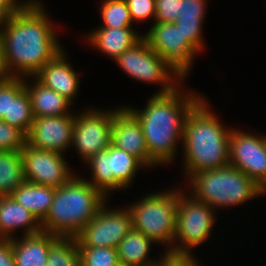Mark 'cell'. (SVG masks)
<instances>
[{
    "mask_svg": "<svg viewBox=\"0 0 266 266\" xmlns=\"http://www.w3.org/2000/svg\"><path fill=\"white\" fill-rule=\"evenodd\" d=\"M44 8L38 0H27L17 12L0 21L3 76L34 77L63 50Z\"/></svg>",
    "mask_w": 266,
    "mask_h": 266,
    "instance_id": "cell-1",
    "label": "cell"
},
{
    "mask_svg": "<svg viewBox=\"0 0 266 266\" xmlns=\"http://www.w3.org/2000/svg\"><path fill=\"white\" fill-rule=\"evenodd\" d=\"M202 98L203 95L193 90L191 93L189 90L184 93L177 87L167 94L154 93L140 111L138 108L127 107L139 121L149 156L157 165L175 160L177 145L183 141L187 115Z\"/></svg>",
    "mask_w": 266,
    "mask_h": 266,
    "instance_id": "cell-2",
    "label": "cell"
},
{
    "mask_svg": "<svg viewBox=\"0 0 266 266\" xmlns=\"http://www.w3.org/2000/svg\"><path fill=\"white\" fill-rule=\"evenodd\" d=\"M206 101L203 97L190 110L184 122L182 151L187 177L196 171L217 169L229 164L231 129L224 127L208 108Z\"/></svg>",
    "mask_w": 266,
    "mask_h": 266,
    "instance_id": "cell-3",
    "label": "cell"
},
{
    "mask_svg": "<svg viewBox=\"0 0 266 266\" xmlns=\"http://www.w3.org/2000/svg\"><path fill=\"white\" fill-rule=\"evenodd\" d=\"M107 198L87 179L74 175L56 188L50 210L41 222V229L57 236L75 237L97 215Z\"/></svg>",
    "mask_w": 266,
    "mask_h": 266,
    "instance_id": "cell-4",
    "label": "cell"
},
{
    "mask_svg": "<svg viewBox=\"0 0 266 266\" xmlns=\"http://www.w3.org/2000/svg\"><path fill=\"white\" fill-rule=\"evenodd\" d=\"M192 197L215 208L233 207L266 194L255 181L240 169L227 166L196 171L188 177Z\"/></svg>",
    "mask_w": 266,
    "mask_h": 266,
    "instance_id": "cell-5",
    "label": "cell"
},
{
    "mask_svg": "<svg viewBox=\"0 0 266 266\" xmlns=\"http://www.w3.org/2000/svg\"><path fill=\"white\" fill-rule=\"evenodd\" d=\"M178 196L179 190L176 188L149 193L139 201L128 205L132 228L151 238L155 244L167 245L166 250H170L175 237Z\"/></svg>",
    "mask_w": 266,
    "mask_h": 266,
    "instance_id": "cell-6",
    "label": "cell"
},
{
    "mask_svg": "<svg viewBox=\"0 0 266 266\" xmlns=\"http://www.w3.org/2000/svg\"><path fill=\"white\" fill-rule=\"evenodd\" d=\"M184 193L179 188L175 237L169 251L192 253V249L204 243L211 235L216 221L215 210L207 203Z\"/></svg>",
    "mask_w": 266,
    "mask_h": 266,
    "instance_id": "cell-7",
    "label": "cell"
},
{
    "mask_svg": "<svg viewBox=\"0 0 266 266\" xmlns=\"http://www.w3.org/2000/svg\"><path fill=\"white\" fill-rule=\"evenodd\" d=\"M114 61L133 79L161 84V91L159 90L157 94L170 93L184 82L162 57L151 49L144 38L125 50Z\"/></svg>",
    "mask_w": 266,
    "mask_h": 266,
    "instance_id": "cell-8",
    "label": "cell"
},
{
    "mask_svg": "<svg viewBox=\"0 0 266 266\" xmlns=\"http://www.w3.org/2000/svg\"><path fill=\"white\" fill-rule=\"evenodd\" d=\"M86 163L92 172V181L87 180V182L108 198L111 191L129 187L139 169L146 168L134 155L118 149L112 144L107 149L90 157Z\"/></svg>",
    "mask_w": 266,
    "mask_h": 266,
    "instance_id": "cell-9",
    "label": "cell"
},
{
    "mask_svg": "<svg viewBox=\"0 0 266 266\" xmlns=\"http://www.w3.org/2000/svg\"><path fill=\"white\" fill-rule=\"evenodd\" d=\"M143 38L184 81L198 51L174 23H155Z\"/></svg>",
    "mask_w": 266,
    "mask_h": 266,
    "instance_id": "cell-10",
    "label": "cell"
},
{
    "mask_svg": "<svg viewBox=\"0 0 266 266\" xmlns=\"http://www.w3.org/2000/svg\"><path fill=\"white\" fill-rule=\"evenodd\" d=\"M108 200L97 215L75 236L78 247L117 248L132 229L131 214L126 207L110 209Z\"/></svg>",
    "mask_w": 266,
    "mask_h": 266,
    "instance_id": "cell-11",
    "label": "cell"
},
{
    "mask_svg": "<svg viewBox=\"0 0 266 266\" xmlns=\"http://www.w3.org/2000/svg\"><path fill=\"white\" fill-rule=\"evenodd\" d=\"M88 109L79 115L75 114L72 135V146L84 162L111 144V130L116 111Z\"/></svg>",
    "mask_w": 266,
    "mask_h": 266,
    "instance_id": "cell-12",
    "label": "cell"
},
{
    "mask_svg": "<svg viewBox=\"0 0 266 266\" xmlns=\"http://www.w3.org/2000/svg\"><path fill=\"white\" fill-rule=\"evenodd\" d=\"M229 164L240 169L266 191V135L231 129Z\"/></svg>",
    "mask_w": 266,
    "mask_h": 266,
    "instance_id": "cell-13",
    "label": "cell"
},
{
    "mask_svg": "<svg viewBox=\"0 0 266 266\" xmlns=\"http://www.w3.org/2000/svg\"><path fill=\"white\" fill-rule=\"evenodd\" d=\"M21 154L26 182L59 188L75 175L62 153L35 148L26 143Z\"/></svg>",
    "mask_w": 266,
    "mask_h": 266,
    "instance_id": "cell-14",
    "label": "cell"
},
{
    "mask_svg": "<svg viewBox=\"0 0 266 266\" xmlns=\"http://www.w3.org/2000/svg\"><path fill=\"white\" fill-rule=\"evenodd\" d=\"M75 113L59 116L35 117L26 136L29 146L66 153L72 146Z\"/></svg>",
    "mask_w": 266,
    "mask_h": 266,
    "instance_id": "cell-15",
    "label": "cell"
},
{
    "mask_svg": "<svg viewBox=\"0 0 266 266\" xmlns=\"http://www.w3.org/2000/svg\"><path fill=\"white\" fill-rule=\"evenodd\" d=\"M117 108L111 130V144L138 158L147 168L157 164L150 158L142 127L126 108Z\"/></svg>",
    "mask_w": 266,
    "mask_h": 266,
    "instance_id": "cell-16",
    "label": "cell"
},
{
    "mask_svg": "<svg viewBox=\"0 0 266 266\" xmlns=\"http://www.w3.org/2000/svg\"><path fill=\"white\" fill-rule=\"evenodd\" d=\"M64 49L50 60L34 77L44 86L64 96L72 104L79 88V76L68 63Z\"/></svg>",
    "mask_w": 266,
    "mask_h": 266,
    "instance_id": "cell-17",
    "label": "cell"
},
{
    "mask_svg": "<svg viewBox=\"0 0 266 266\" xmlns=\"http://www.w3.org/2000/svg\"><path fill=\"white\" fill-rule=\"evenodd\" d=\"M20 228L23 235H33L42 231L41 223L11 195L0 196V239H12Z\"/></svg>",
    "mask_w": 266,
    "mask_h": 266,
    "instance_id": "cell-18",
    "label": "cell"
},
{
    "mask_svg": "<svg viewBox=\"0 0 266 266\" xmlns=\"http://www.w3.org/2000/svg\"><path fill=\"white\" fill-rule=\"evenodd\" d=\"M86 36L85 39L91 44L90 46L96 47L113 60L143 38L133 27H99Z\"/></svg>",
    "mask_w": 266,
    "mask_h": 266,
    "instance_id": "cell-19",
    "label": "cell"
},
{
    "mask_svg": "<svg viewBox=\"0 0 266 266\" xmlns=\"http://www.w3.org/2000/svg\"><path fill=\"white\" fill-rule=\"evenodd\" d=\"M59 236L47 232L11 239L15 266H45L49 248Z\"/></svg>",
    "mask_w": 266,
    "mask_h": 266,
    "instance_id": "cell-20",
    "label": "cell"
},
{
    "mask_svg": "<svg viewBox=\"0 0 266 266\" xmlns=\"http://www.w3.org/2000/svg\"><path fill=\"white\" fill-rule=\"evenodd\" d=\"M29 79H34L32 85L29 84L26 77L24 78V85L29 93L34 117L71 114L68 111L69 107L72 105L69 100L58 94L56 91L44 86L37 79L35 80V77H29Z\"/></svg>",
    "mask_w": 266,
    "mask_h": 266,
    "instance_id": "cell-21",
    "label": "cell"
},
{
    "mask_svg": "<svg viewBox=\"0 0 266 266\" xmlns=\"http://www.w3.org/2000/svg\"><path fill=\"white\" fill-rule=\"evenodd\" d=\"M55 190V187L24 181L10 195L41 223L50 210Z\"/></svg>",
    "mask_w": 266,
    "mask_h": 266,
    "instance_id": "cell-22",
    "label": "cell"
},
{
    "mask_svg": "<svg viewBox=\"0 0 266 266\" xmlns=\"http://www.w3.org/2000/svg\"><path fill=\"white\" fill-rule=\"evenodd\" d=\"M155 243L142 232L132 228L117 247L119 264L122 266H152L159 262L149 258L150 247Z\"/></svg>",
    "mask_w": 266,
    "mask_h": 266,
    "instance_id": "cell-23",
    "label": "cell"
},
{
    "mask_svg": "<svg viewBox=\"0 0 266 266\" xmlns=\"http://www.w3.org/2000/svg\"><path fill=\"white\" fill-rule=\"evenodd\" d=\"M34 118L24 78L10 76V108L6 123L17 127L27 135Z\"/></svg>",
    "mask_w": 266,
    "mask_h": 266,
    "instance_id": "cell-24",
    "label": "cell"
},
{
    "mask_svg": "<svg viewBox=\"0 0 266 266\" xmlns=\"http://www.w3.org/2000/svg\"><path fill=\"white\" fill-rule=\"evenodd\" d=\"M24 181L21 151L0 150V196L10 195Z\"/></svg>",
    "mask_w": 266,
    "mask_h": 266,
    "instance_id": "cell-25",
    "label": "cell"
},
{
    "mask_svg": "<svg viewBox=\"0 0 266 266\" xmlns=\"http://www.w3.org/2000/svg\"><path fill=\"white\" fill-rule=\"evenodd\" d=\"M45 266H81L76 237L59 236L49 248Z\"/></svg>",
    "mask_w": 266,
    "mask_h": 266,
    "instance_id": "cell-26",
    "label": "cell"
},
{
    "mask_svg": "<svg viewBox=\"0 0 266 266\" xmlns=\"http://www.w3.org/2000/svg\"><path fill=\"white\" fill-rule=\"evenodd\" d=\"M103 25L100 27H132L133 21L126 0H103L100 5Z\"/></svg>",
    "mask_w": 266,
    "mask_h": 266,
    "instance_id": "cell-27",
    "label": "cell"
},
{
    "mask_svg": "<svg viewBox=\"0 0 266 266\" xmlns=\"http://www.w3.org/2000/svg\"><path fill=\"white\" fill-rule=\"evenodd\" d=\"M81 266H119L117 248L79 247Z\"/></svg>",
    "mask_w": 266,
    "mask_h": 266,
    "instance_id": "cell-28",
    "label": "cell"
},
{
    "mask_svg": "<svg viewBox=\"0 0 266 266\" xmlns=\"http://www.w3.org/2000/svg\"><path fill=\"white\" fill-rule=\"evenodd\" d=\"M26 134L0 119V150L21 151L26 145Z\"/></svg>",
    "mask_w": 266,
    "mask_h": 266,
    "instance_id": "cell-29",
    "label": "cell"
},
{
    "mask_svg": "<svg viewBox=\"0 0 266 266\" xmlns=\"http://www.w3.org/2000/svg\"><path fill=\"white\" fill-rule=\"evenodd\" d=\"M176 27L181 31L184 37L188 40V42L198 51L204 48V42L202 37V24L204 23V19H177L173 22Z\"/></svg>",
    "mask_w": 266,
    "mask_h": 266,
    "instance_id": "cell-30",
    "label": "cell"
},
{
    "mask_svg": "<svg viewBox=\"0 0 266 266\" xmlns=\"http://www.w3.org/2000/svg\"><path fill=\"white\" fill-rule=\"evenodd\" d=\"M155 23H173L180 16L181 0H155Z\"/></svg>",
    "mask_w": 266,
    "mask_h": 266,
    "instance_id": "cell-31",
    "label": "cell"
},
{
    "mask_svg": "<svg viewBox=\"0 0 266 266\" xmlns=\"http://www.w3.org/2000/svg\"><path fill=\"white\" fill-rule=\"evenodd\" d=\"M129 8L131 20L134 22L145 21L150 17L155 20L156 4L155 0H126Z\"/></svg>",
    "mask_w": 266,
    "mask_h": 266,
    "instance_id": "cell-32",
    "label": "cell"
},
{
    "mask_svg": "<svg viewBox=\"0 0 266 266\" xmlns=\"http://www.w3.org/2000/svg\"><path fill=\"white\" fill-rule=\"evenodd\" d=\"M206 0H181L180 16L177 19H204Z\"/></svg>",
    "mask_w": 266,
    "mask_h": 266,
    "instance_id": "cell-33",
    "label": "cell"
},
{
    "mask_svg": "<svg viewBox=\"0 0 266 266\" xmlns=\"http://www.w3.org/2000/svg\"><path fill=\"white\" fill-rule=\"evenodd\" d=\"M162 266H200V261L192 253H177L165 250L163 257L159 259Z\"/></svg>",
    "mask_w": 266,
    "mask_h": 266,
    "instance_id": "cell-34",
    "label": "cell"
},
{
    "mask_svg": "<svg viewBox=\"0 0 266 266\" xmlns=\"http://www.w3.org/2000/svg\"><path fill=\"white\" fill-rule=\"evenodd\" d=\"M10 108V76H0V119H9Z\"/></svg>",
    "mask_w": 266,
    "mask_h": 266,
    "instance_id": "cell-35",
    "label": "cell"
},
{
    "mask_svg": "<svg viewBox=\"0 0 266 266\" xmlns=\"http://www.w3.org/2000/svg\"><path fill=\"white\" fill-rule=\"evenodd\" d=\"M0 266H15L11 239H0Z\"/></svg>",
    "mask_w": 266,
    "mask_h": 266,
    "instance_id": "cell-36",
    "label": "cell"
},
{
    "mask_svg": "<svg viewBox=\"0 0 266 266\" xmlns=\"http://www.w3.org/2000/svg\"><path fill=\"white\" fill-rule=\"evenodd\" d=\"M26 1L19 0H0V21L17 12Z\"/></svg>",
    "mask_w": 266,
    "mask_h": 266,
    "instance_id": "cell-37",
    "label": "cell"
},
{
    "mask_svg": "<svg viewBox=\"0 0 266 266\" xmlns=\"http://www.w3.org/2000/svg\"><path fill=\"white\" fill-rule=\"evenodd\" d=\"M152 266H162V265L158 262V263H156V264H154Z\"/></svg>",
    "mask_w": 266,
    "mask_h": 266,
    "instance_id": "cell-38",
    "label": "cell"
}]
</instances>
